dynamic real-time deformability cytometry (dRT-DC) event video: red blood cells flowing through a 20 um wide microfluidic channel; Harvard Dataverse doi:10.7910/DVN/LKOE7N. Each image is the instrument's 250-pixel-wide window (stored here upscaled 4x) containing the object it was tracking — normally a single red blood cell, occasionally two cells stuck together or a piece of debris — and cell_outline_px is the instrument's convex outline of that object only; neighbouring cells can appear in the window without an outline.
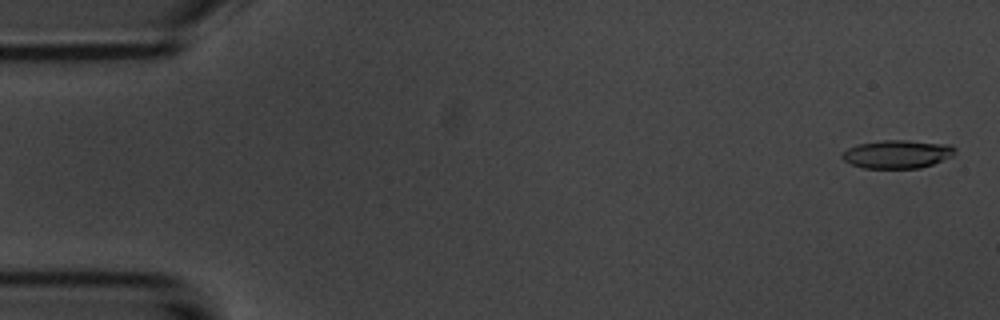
{"species": "common noctule bat (a hibernating species)", "species_latin": "Nyctalus noctula", "temperature_condition": "room temperature", "stored_images_in_passage": 15, "camera_frame_rate_fps": 3000, "um_per_image_px": 0.085, "animal": {"sex": "male", "body_mass_g": 20.1, "forearm_length_mm": 53.5}, "frame": {"image": 1, "passage_image": 2, "time_ms": 0.333, "image_size_px": [1000, 320], "cell_outline_px": [[956, 152], [952, 156], [932, 164], [920, 168], [864, 168], [852, 164], [844, 160], [840, 156], [848, 148], [860, 144], [884, 140], [908, 140], [952, 144], [956, 148]], "centroid_in_image_um": [76.32, 13.09], "position_along_channel_um": 8.7, "area_um2": 18.55}}
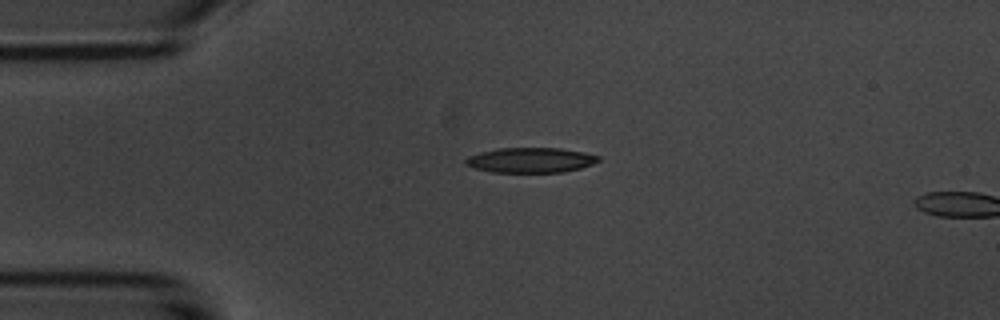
{"frame": {"image": 2, "passage_image": 13, "time_ms": 4.0, "image_size_px": [1000, 320], "cell_outline_px": [[600, 160], [592, 164], [580, 168], [564, 172], [492, 172], [476, 168], [464, 164], [464, 160], [468, 156], [480, 152], [496, 148], [560, 148], [584, 152], [600, 156]], "centroid_in_image_um": [45.1, 13.6], "position_along_channel_um": 39.9, "area_um2": 19.42}}